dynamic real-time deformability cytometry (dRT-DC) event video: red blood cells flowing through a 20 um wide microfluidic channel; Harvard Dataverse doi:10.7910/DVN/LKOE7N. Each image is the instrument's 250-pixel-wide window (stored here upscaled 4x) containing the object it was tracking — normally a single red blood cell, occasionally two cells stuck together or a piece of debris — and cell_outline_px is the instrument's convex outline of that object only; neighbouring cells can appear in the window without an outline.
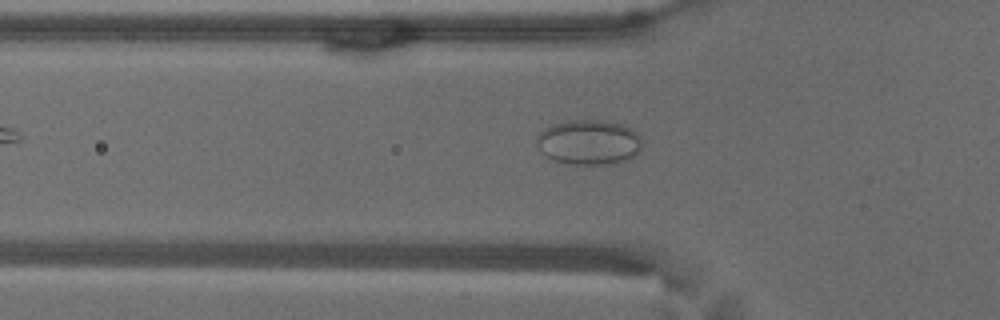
{"species": "common noctule bat (a hibernating species)", "species_latin": "Nyctalus noctula", "temperature_condition": "warm", "stored_images_in_passage": 51, "camera_frame_rate_fps": 3000, "um_per_image_px": 0.085, "animal": {"sex": "male", "body_mass_g": 18.8}, "frame": {"image": 1, "passage_image": 14, "time_ms": 4.333, "image_size_px": [1000, 320], "cell_outline_px": [[640, 152], [628, 160], [608, 164], [572, 164], [556, 160], [540, 152], [536, 144], [536, 136], [540, 132], [552, 124], [568, 120], [604, 120], [620, 124], [632, 128], [640, 136]], "centroid_in_image_um": [50.05, 12.08], "position_along_channel_um": 75.8, "area_um2": 27.69}}
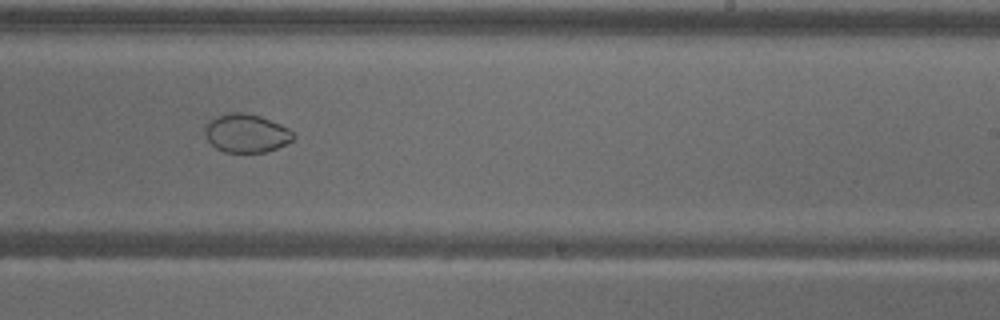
{"frame": {"image": 2, "passage_image": 30, "time_ms": 9.667, "image_size_px": [1000, 320], "cell_outline_px": [[296, 136], [292, 140], [276, 148], [264, 152], [224, 152], [216, 148], [208, 140], [204, 132], [204, 124], [212, 116], [228, 112], [244, 112], [260, 116], [280, 124], [288, 128]], "centroid_in_image_um": [20.88, 11.3], "position_along_channel_um": 268.1, "area_um2": 20.0}}
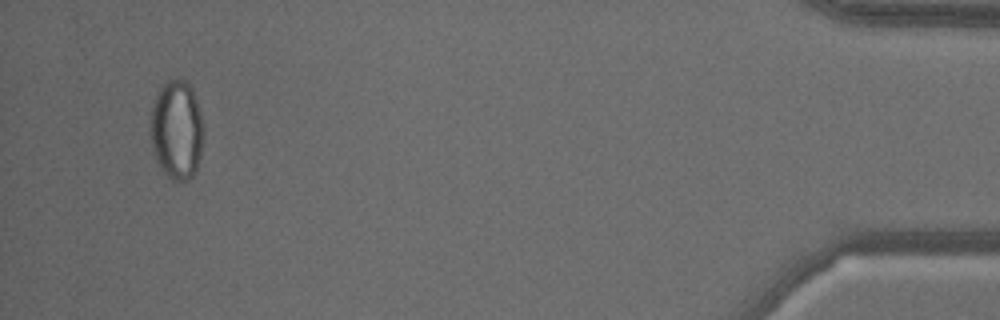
{"frame": {"image": 3, "passage_image": 49, "time_ms": 16.0, "image_size_px": [1000, 320], "cell_outline_px": [[204, 136], [200, 156], [196, 168], [192, 176], [188, 180], [172, 180], [160, 168], [156, 160], [152, 148], [152, 108], [156, 92], [168, 80], [184, 80], [192, 88], [200, 112], [204, 132]], "centroid_in_image_um": [15.03, 11.05], "position_along_channel_um": 420.2, "area_um2": 30.35}, "authors_computed_cell_mechanics": {"area_um2": 26.877, "velocity_mm_per_s": 3.587, "shape_relaxation_time_tau1_ms": null, "shape_relaxation_time_tau2_ms": 1.9062, "deformation_change_tau1": null, "deformation_change_tau2": 0.0298}}